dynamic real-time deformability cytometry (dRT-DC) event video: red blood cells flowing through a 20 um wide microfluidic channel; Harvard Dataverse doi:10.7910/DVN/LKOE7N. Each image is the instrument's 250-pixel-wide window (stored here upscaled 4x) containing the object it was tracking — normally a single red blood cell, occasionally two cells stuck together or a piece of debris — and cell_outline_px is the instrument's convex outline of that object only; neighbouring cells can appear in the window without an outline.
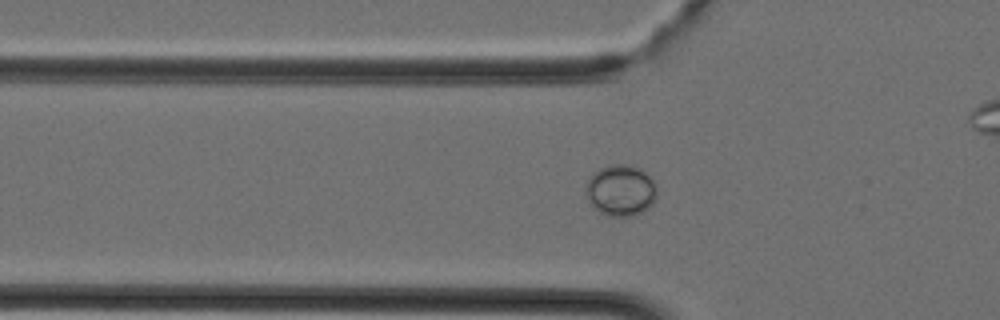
{"species": "Egyptian fruit bat (a non-hibernating species)", "species_latin": "Rousettus aegyptiacus", "temperature_condition": "cold", "stored_images_in_passage": 9, "camera_frame_rate_fps": 3000, "um_per_image_px": 0.085, "animal": {"sex": "female"}, "frame": {"image": 1, "passage_image": 3, "time_ms": 0.667, "image_size_px": [1000, 320], "cell_outline_px": [[656, 196], [652, 204], [644, 212], [632, 216], [608, 216], [592, 208], [588, 200], [584, 188], [588, 176], [600, 168], [608, 164], [628, 164], [640, 168], [652, 176], [656, 184]], "centroid_in_image_um": [52.74, 16.17], "position_along_channel_um": 73.1, "area_um2": 21.85}}
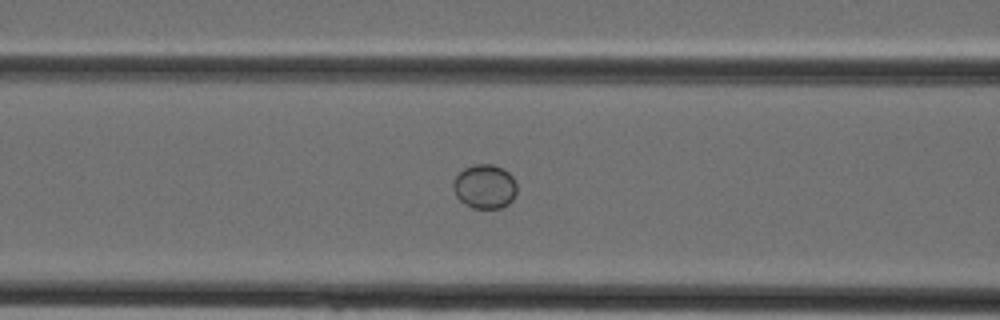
{"frame": {"image": 2, "passage_image": 6, "time_ms": 1.667, "image_size_px": [1000, 320], "cell_outline_px": [[516, 192], [512, 200], [508, 204], [500, 208], [472, 208], [464, 204], [456, 196], [452, 188], [452, 180], [464, 168], [472, 164], [492, 164], [504, 168], [512, 176], [516, 184]], "centroid_in_image_um": [41.18, 15.84], "position_along_channel_um": 125.4, "area_um2": 16.59}}
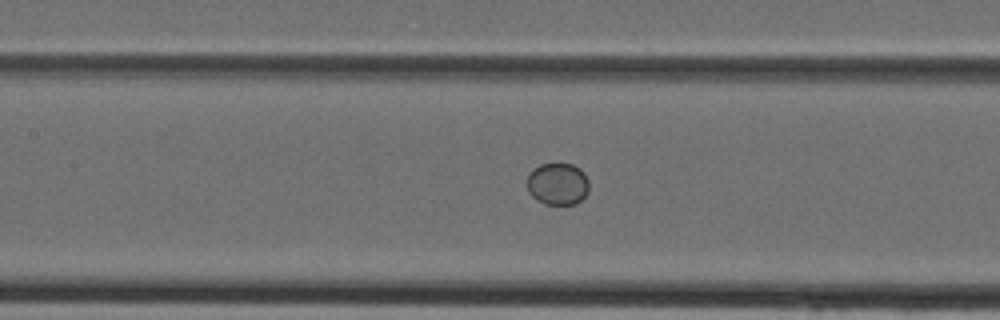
{"frame": {"image": 3, "passage_image": 8, "time_ms": 2.333, "image_size_px": [1000, 320], "cell_outline_px": [[588, 192], [576, 204], [544, 204], [536, 200], [528, 192], [528, 172], [532, 168], [540, 164], [572, 164], [580, 168], [584, 172], [588, 180]], "centroid_in_image_um": [47.39, 15.62], "position_along_channel_um": 160.0, "area_um2": 15.32}}